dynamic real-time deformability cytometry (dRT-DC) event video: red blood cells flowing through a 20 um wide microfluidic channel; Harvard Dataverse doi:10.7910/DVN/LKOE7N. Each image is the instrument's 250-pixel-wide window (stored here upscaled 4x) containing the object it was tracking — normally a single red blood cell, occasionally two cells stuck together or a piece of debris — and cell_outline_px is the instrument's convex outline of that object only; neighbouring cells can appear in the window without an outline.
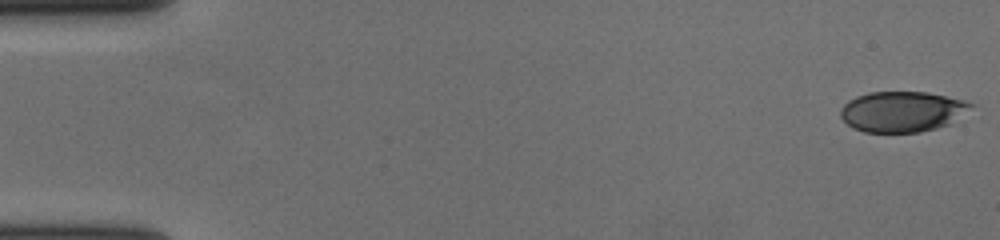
{"species": "human", "species_latin": "Homo sapiens", "temperature_condition": "cold", "stored_images_in_passage": 57, "camera_frame_rate_fps": 3000, "um_per_image_px": 0.085, "donor": {"sex": "female"}, "frame": {"image": 1, "passage_image": 1, "time_ms": 0.0, "image_size_px": [1000, 240], "cell_outline_px": [[976, 104], [948, 124], [936, 128], [920, 132], [864, 132], [852, 128], [840, 116], [840, 108], [848, 100], [856, 96], [868, 92], [928, 92], [968, 100]], "centroid_in_image_um": [76.67, 9.47], "position_along_channel_um": 8.3, "area_um2": 30.92}}
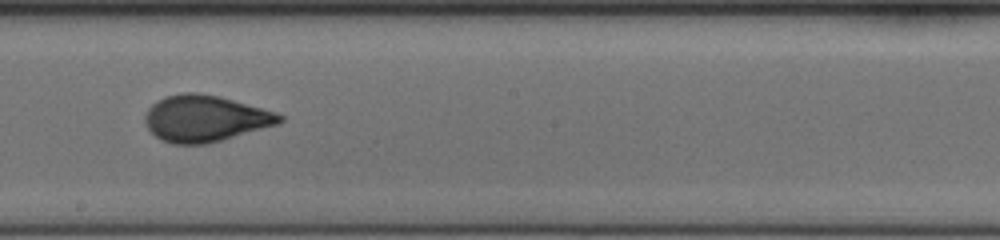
{"frame": {"image": 2, "passage_image": 33, "time_ms": 10.667, "image_size_px": [1000, 240], "cell_outline_px": [[284, 120], [280, 124], [220, 140], [204, 144], [172, 144], [160, 140], [148, 128], [144, 120], [144, 116], [148, 108], [156, 100], [164, 96], [184, 92], [200, 92], [220, 96], [276, 112], [284, 116]], "centroid_in_image_um": [17.42, 10.06], "position_along_channel_um": 230.8, "area_um2": 36.59}}
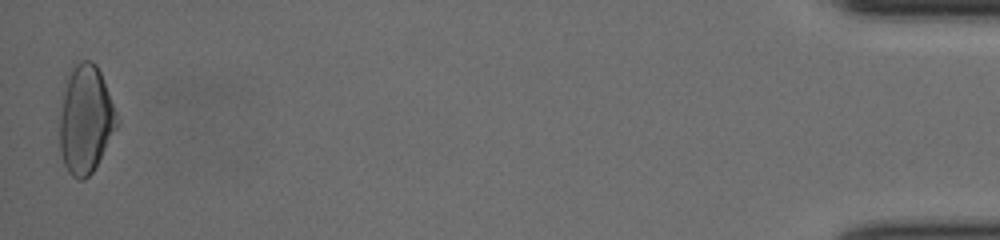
{"frame": {"image": 3, "passage_image": 57, "time_ms": 18.667, "image_size_px": [1000, 240], "cell_outline_px": [[120, 120], [116, 128], [92, 172], [84, 180], [76, 180], [68, 172], [64, 164], [60, 152], [60, 112], [64, 92], [68, 76], [72, 68], [80, 60], [92, 60], [96, 64], [100, 72]], "centroid_in_image_um": [7.27, 10.16], "position_along_channel_um": 427.9, "area_um2": 35.78}, "authors_computed_cell_mechanics": {"area_um2": 34.7378, "velocity_mm_per_s": 3.6383, "shape_relaxation_time_tau1_ms": 5.1907, "shape_relaxation_time_tau2_ms": 0.8315, "deformation_change_tau1": 0.1693, "deformation_change_tau2": 0.0611}}